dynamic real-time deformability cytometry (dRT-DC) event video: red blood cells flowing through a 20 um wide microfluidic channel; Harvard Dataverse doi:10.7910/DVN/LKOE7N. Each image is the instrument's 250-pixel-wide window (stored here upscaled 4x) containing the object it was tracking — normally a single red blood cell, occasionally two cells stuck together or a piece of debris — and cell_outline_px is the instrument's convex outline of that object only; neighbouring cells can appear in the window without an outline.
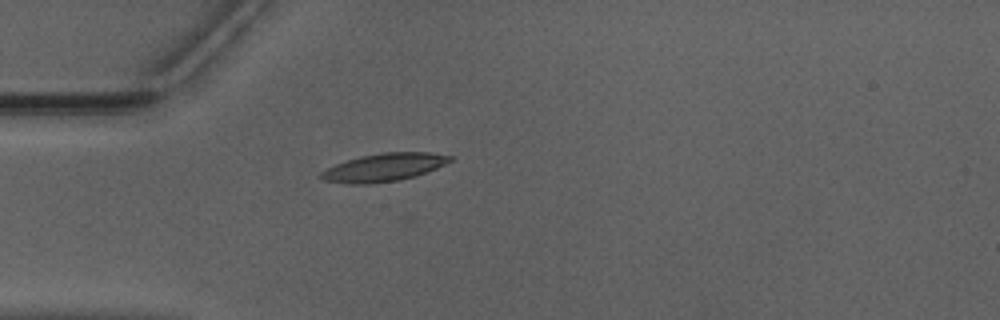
{"species": "Egyptian fruit bat (a non-hibernating species)", "species_latin": "Rousettus aegyptiacus", "temperature_condition": "warm", "stored_images_in_passage": 18, "camera_frame_rate_fps": 3000, "um_per_image_px": 0.085, "animal": {"sex": "male"}, "frame": {"image": 1, "passage_image": 1, "time_ms": 0.0, "image_size_px": [1000, 320], "cell_outline_px": [[456, 156], [452, 160], [436, 168], [416, 176], [400, 180], [368, 184], [344, 184], [320, 180], [320, 172], [336, 164], [360, 156], [384, 152], [428, 152]], "centroid_in_image_um": [32.62, 14.23], "position_along_channel_um": 52.4, "area_um2": 21.15}}
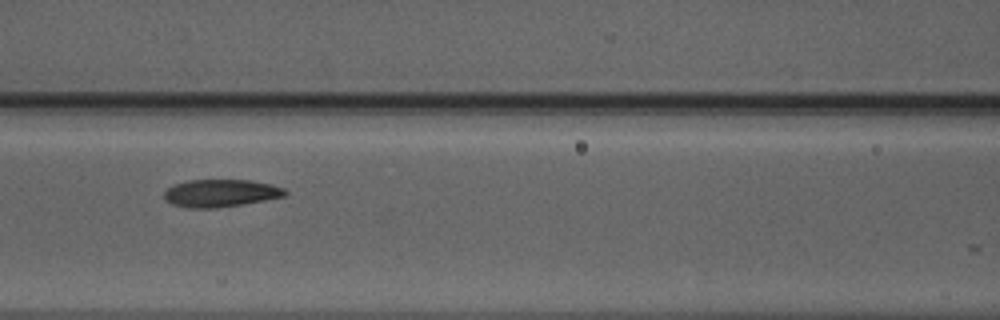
{"frame": {"image": 2, "passage_image": 9, "time_ms": 2.667, "image_size_px": [1000, 320], "cell_outline_px": [[288, 192], [284, 196], [264, 200], [216, 208], [188, 208], [172, 204], [164, 196], [164, 192], [172, 184], [188, 180], [248, 180], [272, 184], [284, 188]], "centroid_in_image_um": [18.74, 16.41], "position_along_channel_um": 147.9, "area_um2": 19.31}}
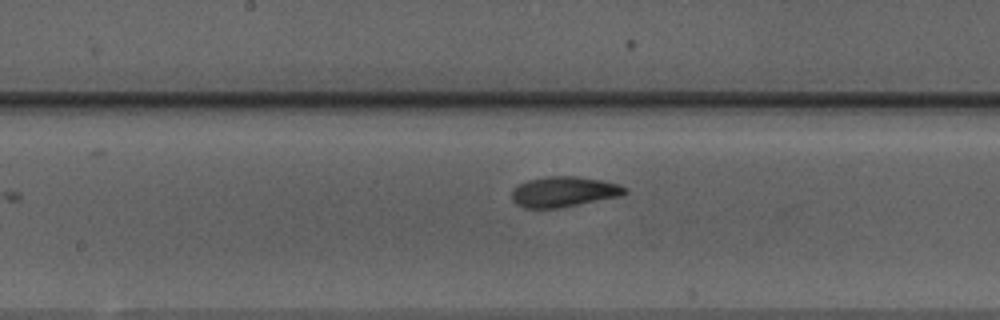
{"frame": {"image": 3, "passage_image": 13, "time_ms": 4.0, "image_size_px": [1000, 320], "cell_outline_px": [[628, 192], [620, 196], [560, 208], [524, 208], [516, 204], [512, 200], [512, 188], [528, 180], [548, 176], [576, 176], [604, 180], [620, 184], [628, 188]], "centroid_in_image_um": [47.95, 16.29], "position_along_channel_um": 200.3, "area_um2": 20.23}}